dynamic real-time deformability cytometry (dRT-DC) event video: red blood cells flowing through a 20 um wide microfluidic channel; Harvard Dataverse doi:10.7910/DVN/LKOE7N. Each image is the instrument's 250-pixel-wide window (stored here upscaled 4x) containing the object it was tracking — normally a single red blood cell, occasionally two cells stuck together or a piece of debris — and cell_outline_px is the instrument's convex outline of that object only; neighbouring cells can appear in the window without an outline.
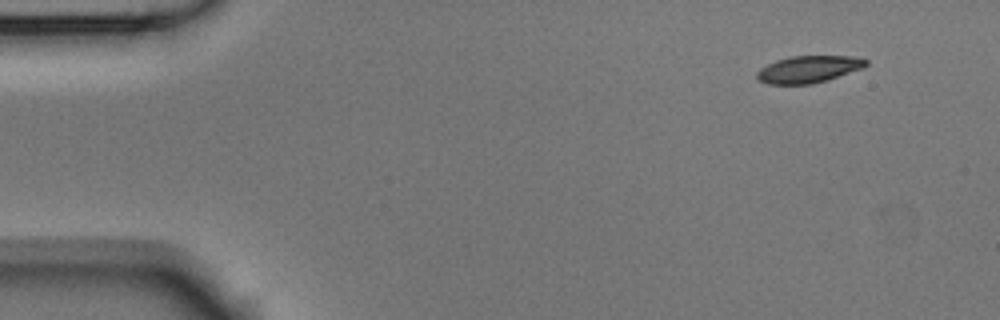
{"species": "Egyptian fruit bat (a non-hibernating species)", "species_latin": "Rousettus aegyptiacus", "temperature_condition": "room temperature", "stored_images_in_passage": 5, "camera_frame_rate_fps": 3000, "um_per_image_px": 0.085, "animal": {"sex": "male"}, "frame": {"image": 1, "passage_image": 1, "time_ms": 0.0, "image_size_px": [1000, 320], "cell_outline_px": [[868, 64], [864, 68], [828, 80], [812, 84], [768, 84], [760, 80], [756, 76], [756, 72], [760, 68], [776, 60], [792, 56], [856, 56], [868, 60]], "centroid_in_image_um": [68.77, 5.88], "position_along_channel_um": 16.2, "area_um2": 17.28}}
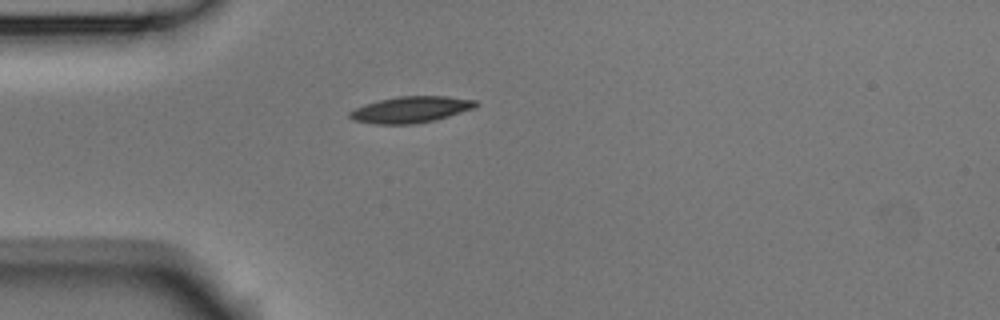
{"frame": {"image": 2, "passage_image": 4, "time_ms": 1.0, "image_size_px": [1000, 320], "cell_outline_px": [[480, 104], [472, 108], [448, 116], [432, 120], [412, 124], [376, 124], [352, 120], [348, 116], [348, 112], [364, 104], [380, 100], [400, 96], [444, 96], [476, 100]], "centroid_in_image_um": [34.87, 9.31], "position_along_channel_um": 50.1, "area_um2": 19.07}}